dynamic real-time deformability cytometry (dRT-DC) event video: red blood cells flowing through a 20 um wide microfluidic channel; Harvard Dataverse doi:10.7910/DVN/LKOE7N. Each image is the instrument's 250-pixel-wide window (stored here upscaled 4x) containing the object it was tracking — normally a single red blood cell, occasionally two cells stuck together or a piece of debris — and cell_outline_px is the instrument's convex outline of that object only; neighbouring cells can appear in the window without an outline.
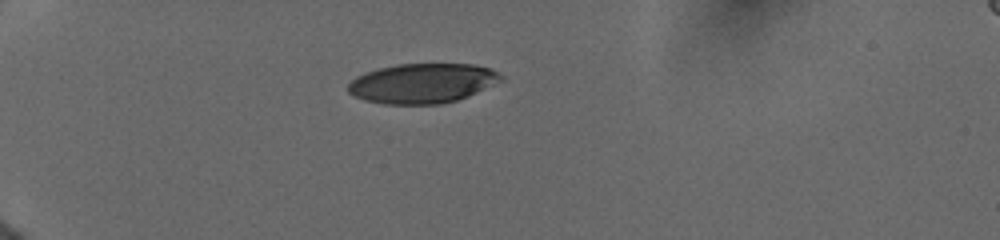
{"species": "human", "species_latin": "Homo sapiens", "temperature_condition": "cold", "stored_images_in_passage": 6, "camera_frame_rate_fps": 3000, "um_per_image_px": 0.085, "donor": {"sex": "female"}, "frame": {"image": 1, "passage_image": 1, "time_ms": 0.0, "image_size_px": [1000, 240], "cell_outline_px": [[504, 80], [468, 96], [456, 100], [440, 104], [384, 104], [364, 100], [348, 92], [348, 84], [356, 76], [376, 68], [396, 64], [472, 64], [492, 68], [504, 76]], "centroid_in_image_um": [35.92, 7.07], "position_along_channel_um": 49.1, "area_um2": 35.6}}
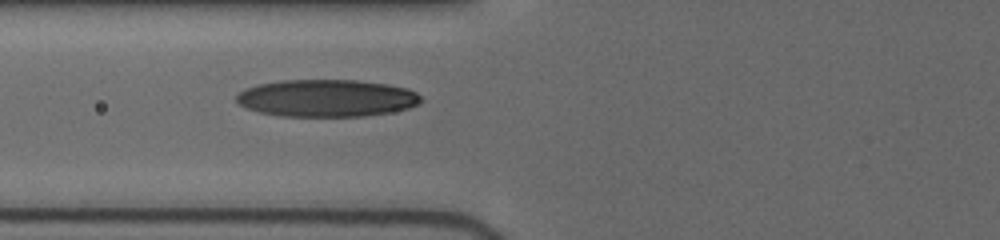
{"frame": {"image": 2, "passage_image": 6, "time_ms": 2.333, "image_size_px": [1000, 240], "cell_outline_px": [[424, 100], [420, 104], [408, 108], [388, 112], [364, 116], [280, 116], [260, 112], [248, 108], [240, 104], [236, 100], [236, 96], [244, 88], [256, 84], [280, 80], [356, 80], [388, 84], [408, 88], [416, 92]], "centroid_in_image_um": [27.78, 8.33], "position_along_channel_um": 98.0, "area_um2": 40.23}}